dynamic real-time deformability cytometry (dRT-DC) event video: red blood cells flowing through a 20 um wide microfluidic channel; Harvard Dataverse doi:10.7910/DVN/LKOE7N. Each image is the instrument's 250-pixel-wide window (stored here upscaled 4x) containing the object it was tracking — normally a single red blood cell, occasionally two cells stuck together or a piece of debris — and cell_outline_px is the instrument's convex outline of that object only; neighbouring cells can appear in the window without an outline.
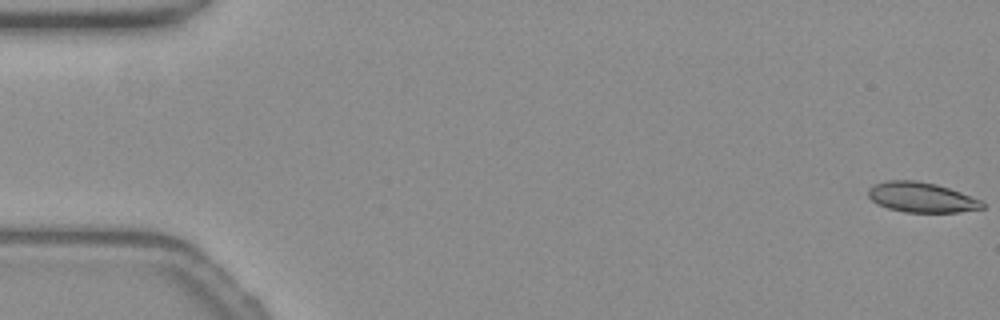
{"species": "common noctule bat (a hibernating species)", "species_latin": "Nyctalus noctula", "temperature_condition": "warm", "stored_images_in_passage": 16, "camera_frame_rate_fps": 3000, "um_per_image_px": 0.085, "animal": {"sex": "female", "body_mass_g": 19.3, "forearm_length_mm": 54.1}, "frame": {"image": 1, "passage_image": 1, "time_ms": 0.0, "image_size_px": [1000, 320], "cell_outline_px": [[984, 208], [960, 212], [904, 212], [888, 208], [876, 204], [868, 196], [868, 188], [884, 180], [916, 180], [936, 184], [984, 200]], "centroid_in_image_um": [78.33, 16.77], "position_along_channel_um": 6.7, "area_um2": 20.11}}
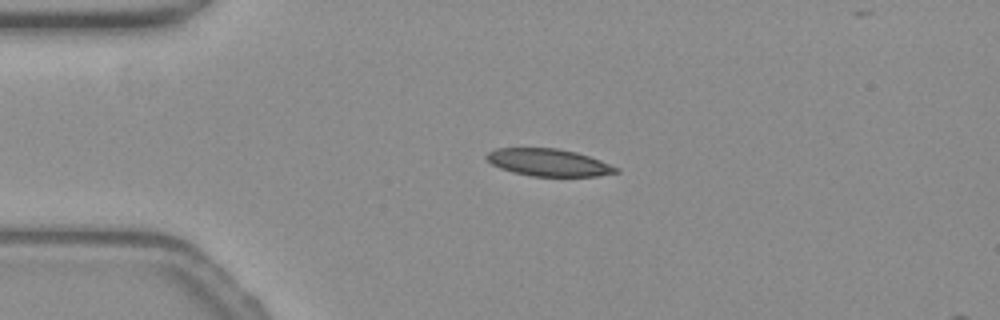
{"frame": {"image": 2, "passage_image": 13, "time_ms": 4.0, "image_size_px": [1000, 320], "cell_outline_px": [[620, 172], [596, 176], [532, 176], [512, 172], [500, 168], [492, 164], [484, 156], [488, 152], [496, 148], [556, 148], [576, 152], [600, 160], [620, 168]], "centroid_in_image_um": [46.63, 13.81], "position_along_channel_um": 38.4, "area_um2": 20.58}}